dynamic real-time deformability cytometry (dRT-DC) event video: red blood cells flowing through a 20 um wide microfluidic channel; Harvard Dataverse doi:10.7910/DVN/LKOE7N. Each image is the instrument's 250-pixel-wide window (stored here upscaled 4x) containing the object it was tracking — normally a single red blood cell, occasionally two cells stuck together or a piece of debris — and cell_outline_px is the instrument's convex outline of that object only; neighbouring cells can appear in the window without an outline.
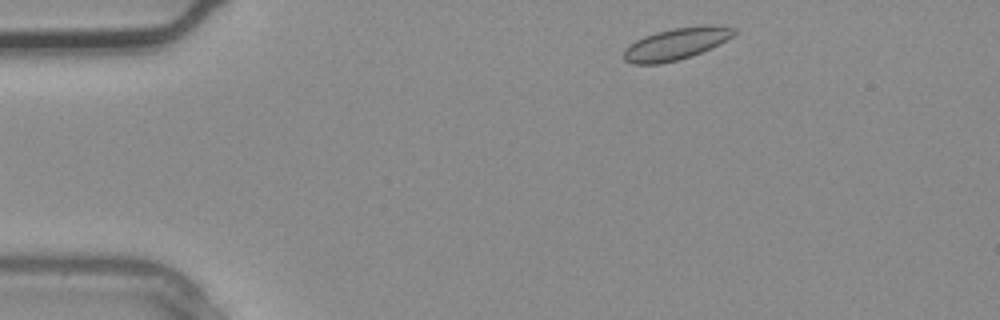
{"species": "common noctule bat (a hibernating species)", "species_latin": "Nyctalus noctula", "temperature_condition": "warm", "stored_images_in_passage": 2, "camera_frame_rate_fps": 3000, "um_per_image_px": 0.085, "animal": {"sex": "male", "body_mass_g": 20.4}, "frame": {"image": 1, "passage_image": 1, "time_ms": 0.0, "image_size_px": [1000, 320], "cell_outline_px": [[736, 32], [732, 36], [720, 44], [712, 48], [692, 56], [660, 64], [632, 64], [624, 60], [624, 48], [636, 40], [644, 36], [656, 32], [672, 28], [708, 24], [736, 28]], "centroid_in_image_um": [57.47, 3.72], "position_along_channel_um": 27.5, "area_um2": 20.58}}